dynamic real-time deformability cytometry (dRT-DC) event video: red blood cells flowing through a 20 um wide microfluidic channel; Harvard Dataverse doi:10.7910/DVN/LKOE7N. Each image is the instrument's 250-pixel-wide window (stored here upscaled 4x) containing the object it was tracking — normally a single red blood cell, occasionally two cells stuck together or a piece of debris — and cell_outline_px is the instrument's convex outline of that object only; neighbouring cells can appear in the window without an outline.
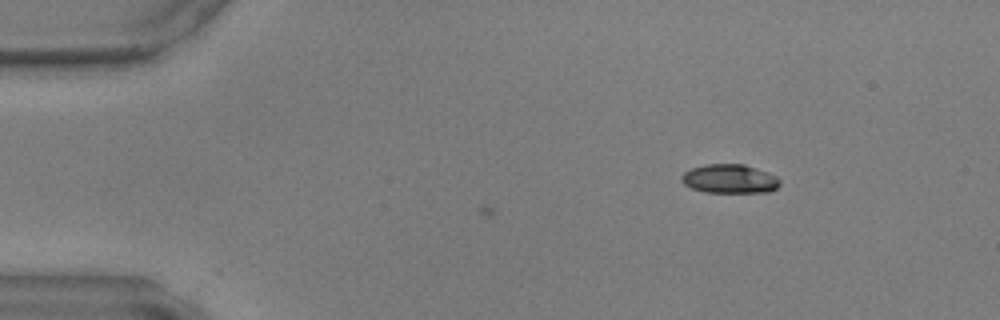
{"species": "common noctule bat (a hibernating species)", "species_latin": "Nyctalus noctula", "temperature_condition": "warm", "stored_images_in_passage": 14, "camera_frame_rate_fps": 3000, "um_per_image_px": 0.085, "animal": {"sex": "male", "body_mass_g": 17.9, "forearm_length_mm": 54.2}, "frame": {"image": 1, "passage_image": 14, "time_ms": 4.333, "image_size_px": [1000, 320], "cell_outline_px": [[780, 184], [776, 188], [768, 192], [704, 192], [692, 188], [684, 184], [680, 180], [680, 176], [684, 172], [692, 168], [708, 164], [744, 164], [768, 172], [776, 176], [780, 180]], "centroid_in_image_um": [62.01, 15.2], "position_along_channel_um": 23.0, "area_um2": 16.59}}